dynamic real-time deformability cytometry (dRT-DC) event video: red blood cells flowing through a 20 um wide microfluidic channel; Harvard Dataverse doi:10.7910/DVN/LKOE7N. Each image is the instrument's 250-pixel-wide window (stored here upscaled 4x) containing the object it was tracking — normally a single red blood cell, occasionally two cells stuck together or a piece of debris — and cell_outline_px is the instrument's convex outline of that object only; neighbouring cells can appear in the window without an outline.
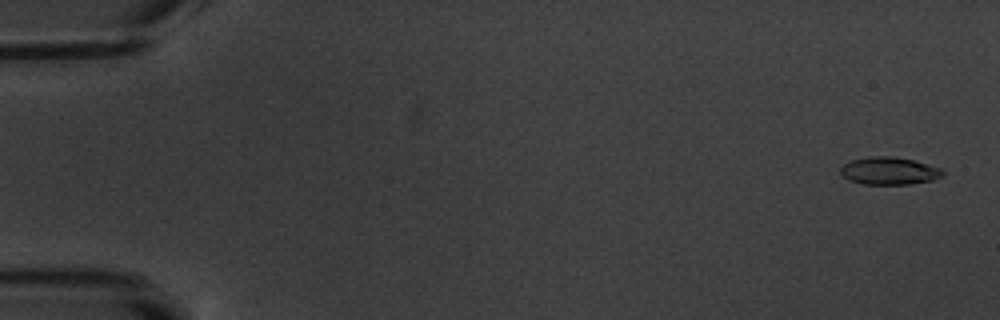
{"species": "common noctule bat (a hibernating species)", "species_latin": "Nyctalus noctula", "temperature_condition": "warm", "stored_images_in_passage": 17, "camera_frame_rate_fps": 3000, "um_per_image_px": 0.085, "animal": {"sex": "male", "body_mass_g": 20.1, "forearm_length_mm": 53.5}, "frame": {"image": 1, "passage_image": 1, "time_ms": 0.0, "image_size_px": [1000, 320], "cell_outline_px": [[944, 176], [932, 180], [908, 184], [864, 184], [848, 180], [840, 172], [840, 168], [844, 164], [852, 160], [868, 156], [896, 156], [912, 160], [940, 168], [944, 172]], "centroid_in_image_um": [75.57, 14.52], "position_along_channel_um": 9.4, "area_um2": 16.36}}
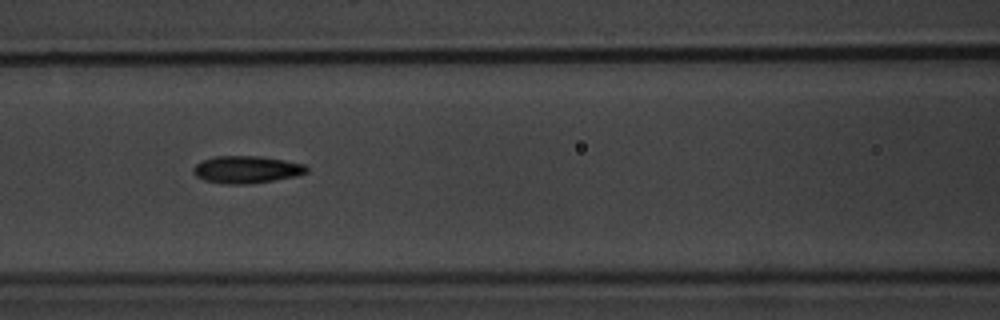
{"frame": {"image": 2, "passage_image": 8, "time_ms": 8.0, "image_size_px": [1000, 320], "cell_outline_px": [[308, 172], [296, 176], [272, 180], [244, 184], [224, 184], [204, 180], [196, 176], [192, 172], [192, 168], [196, 164], [204, 160], [216, 156], [260, 156], [284, 160], [304, 164], [308, 168]], "centroid_in_image_um": [20.94, 14.41], "position_along_channel_um": 145.7, "area_um2": 17.92}}
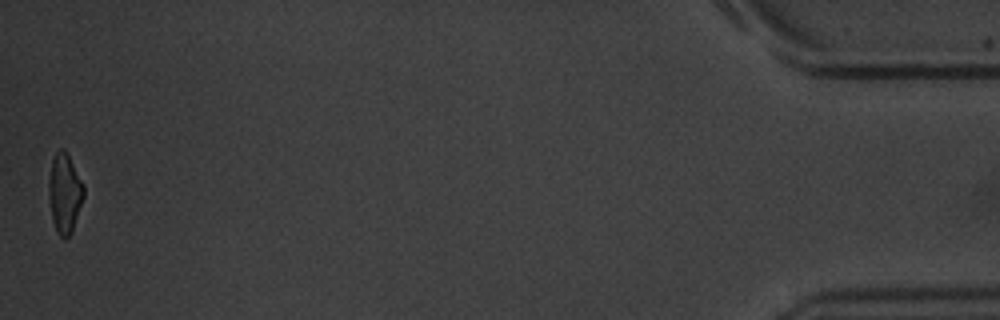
{"frame": {"image": 3, "passage_image": 17, "time_ms": 18.667, "image_size_px": [1000, 320], "cell_outline_px": [[84, 196], [72, 232], [64, 240], [56, 232], [52, 220], [48, 196], [48, 180], [52, 160], [56, 152], [60, 148], [64, 148], [84, 184]], "centroid_in_image_um": [5.48, 16.44], "position_along_channel_um": 429.7, "area_um2": 16.36}, "authors_computed_cell_mechanics": {"area_um2": 16.8776, "velocity_mm_per_s": 3.5008, "shape_relaxation_time_tau1_ms": 2.2874, "shape_relaxation_time_tau2_ms": 1.7471, "deformation_change_tau1": 0.1203, "deformation_change_tau2": 0.0745}}